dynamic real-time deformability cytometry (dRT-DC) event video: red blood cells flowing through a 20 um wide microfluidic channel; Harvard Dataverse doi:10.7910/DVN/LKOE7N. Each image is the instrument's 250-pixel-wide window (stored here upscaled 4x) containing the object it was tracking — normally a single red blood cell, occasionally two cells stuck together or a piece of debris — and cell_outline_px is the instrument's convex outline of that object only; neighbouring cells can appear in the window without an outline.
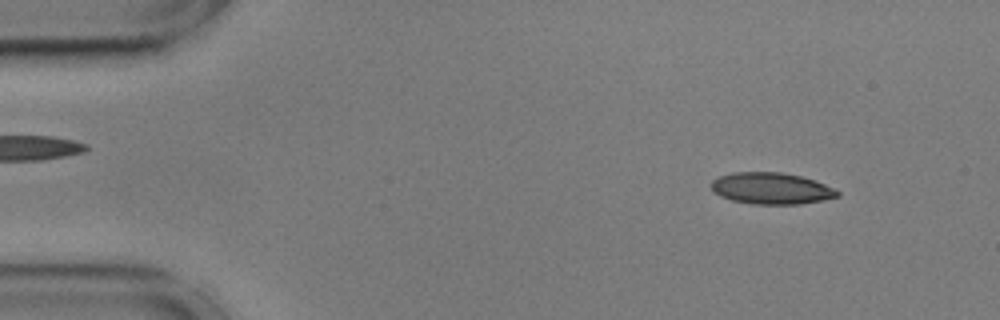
{"species": "common noctule bat (a hibernating species)", "species_latin": "Nyctalus noctula", "temperature_condition": "cold", "stored_images_in_passage": 54, "camera_frame_rate_fps": 3000, "um_per_image_px": 0.085, "animal": {"sex": "male", "body_mass_g": 17.9, "forearm_length_mm": 54.2}, "frame": {"image": 1, "passage_image": 5, "time_ms": 1.333, "image_size_px": [1000, 320], "cell_outline_px": [[840, 196], [824, 200], [800, 204], [752, 204], [732, 200], [720, 196], [712, 188], [712, 180], [716, 176], [732, 172], [780, 172], [800, 176], [824, 184], [840, 192]], "centroid_in_image_um": [65.54, 16.01], "position_along_channel_um": 19.5, "area_um2": 23.12}}
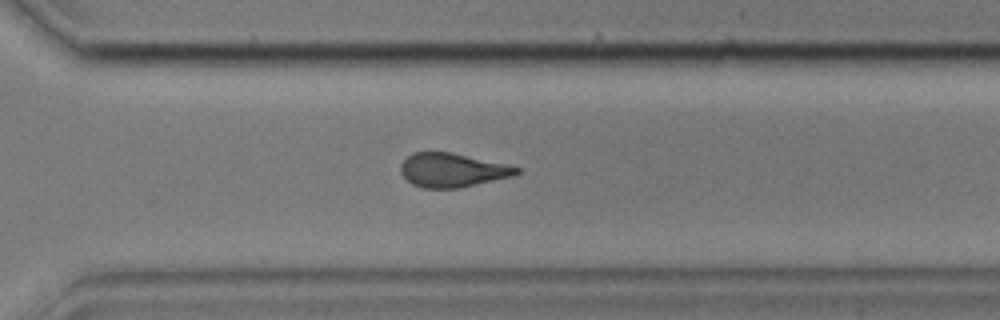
{"frame": {"image": 2, "passage_image": 38, "time_ms": 12.333, "image_size_px": [1000, 320], "cell_outline_px": [[520, 172], [512, 176], [460, 188], [424, 188], [412, 184], [400, 172], [400, 164], [412, 152], [452, 152], [508, 164], [520, 168]], "centroid_in_image_um": [38.45, 14.45], "position_along_channel_um": 332.2, "area_um2": 22.95}}
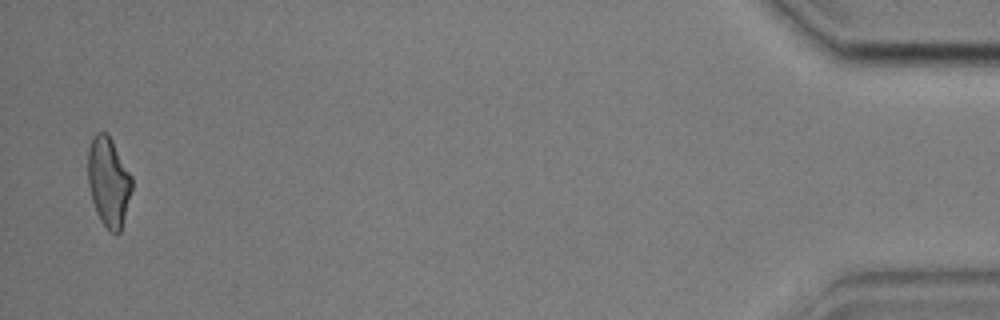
{"frame": {"image": 3, "passage_image": 53, "time_ms": 17.333, "image_size_px": [1000, 320], "cell_outline_px": [[132, 188], [120, 232], [116, 236], [108, 232], [100, 220], [96, 212], [92, 200], [88, 184], [88, 148], [96, 132], [104, 132], [112, 140], [132, 176]], "centroid_in_image_um": [9.22, 15.5], "position_along_channel_um": 426.0, "area_um2": 22.89}, "authors_computed_cell_mechanics": {"area_um2": 23.3512, "velocity_mm_per_s": 3.6038, "shape_relaxation_time_tau1_ms": 5.6655, "shape_relaxation_time_tau2_ms": 3.6712, "deformation_change_tau1": 0.1623, "deformation_change_tau2": 0.1189}}